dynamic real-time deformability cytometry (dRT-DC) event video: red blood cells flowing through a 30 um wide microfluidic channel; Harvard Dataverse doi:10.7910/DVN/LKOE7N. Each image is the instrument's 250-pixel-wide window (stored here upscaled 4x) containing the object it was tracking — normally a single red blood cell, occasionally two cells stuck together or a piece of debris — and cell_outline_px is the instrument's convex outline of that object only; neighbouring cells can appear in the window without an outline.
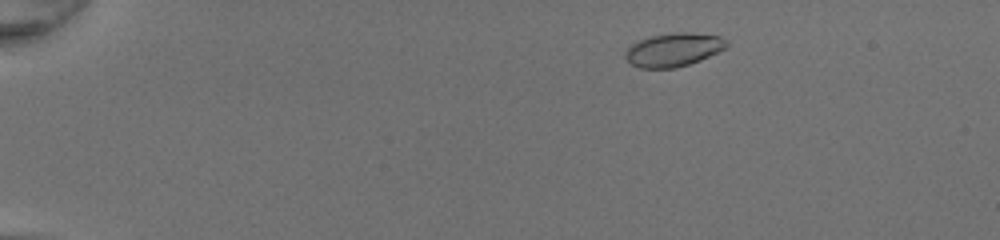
{"species": "common noctule bat (a hibernating species)", "species_latin": "Nyctalus noctula", "temperature_condition": "room temperature", "stored_images_in_passage": 47, "camera_frame_rate_fps": 3000, "um_per_image_px": 0.085, "animal": {"sex": "female", "body_mass_g": 20.0, "forearm_length_mm": 54.0}, "frame": {"image": 1, "passage_image": 6, "time_ms": 1.667, "image_size_px": [1000, 240], "cell_outline_px": [[728, 48], [700, 60], [676, 68], [640, 68], [632, 64], [624, 56], [624, 52], [632, 44], [640, 40], [652, 36], [672, 32], [692, 32], [720, 36], [728, 40]], "centroid_in_image_um": [57.29, 4.22], "position_along_channel_um": 27.7, "area_um2": 19.88}}
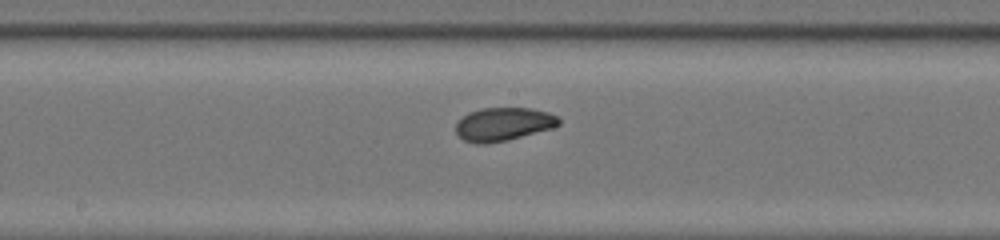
{"frame": {"image": 2, "passage_image": 26, "time_ms": 8.333, "image_size_px": [1000, 240], "cell_outline_px": [[560, 124], [556, 128], [508, 140], [488, 144], [476, 144], [464, 140], [456, 132], [456, 120], [468, 112], [484, 108], [532, 108], [548, 112], [556, 116], [560, 120]], "centroid_in_image_um": [42.8, 10.56], "position_along_channel_um": 205.4, "area_um2": 20.35}}
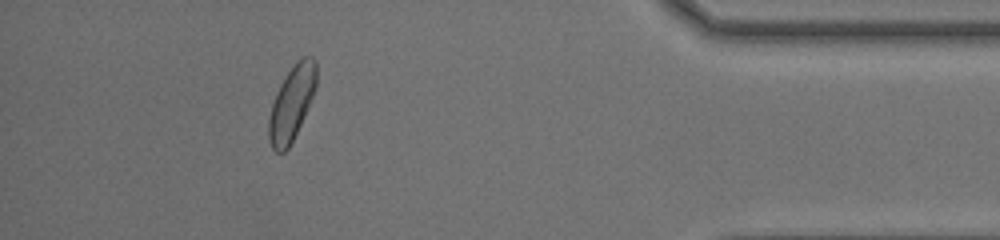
{"frame": {"image": 3, "passage_image": 43, "time_ms": 14.0, "image_size_px": [1000, 240], "cell_outline_px": [[316, 88], [300, 124], [288, 148], [284, 152], [276, 152], [272, 148], [268, 136], [268, 120], [272, 104], [276, 92], [280, 84], [296, 60], [300, 56], [312, 56], [316, 60]], "centroid_in_image_um": [24.79, 8.73], "position_along_channel_um": 410.4, "area_um2": 20.46}, "authors_computed_cell_mechanics": {"area_um2": 19.8832, "velocity_mm_per_s": 4.2964, "shape_relaxation_time_tau1_ms": 2.4912, "shape_relaxation_time_tau2_ms": 2.217, "deformation_change_tau1": 0.1106, "deformation_change_tau2": 0.0613}}